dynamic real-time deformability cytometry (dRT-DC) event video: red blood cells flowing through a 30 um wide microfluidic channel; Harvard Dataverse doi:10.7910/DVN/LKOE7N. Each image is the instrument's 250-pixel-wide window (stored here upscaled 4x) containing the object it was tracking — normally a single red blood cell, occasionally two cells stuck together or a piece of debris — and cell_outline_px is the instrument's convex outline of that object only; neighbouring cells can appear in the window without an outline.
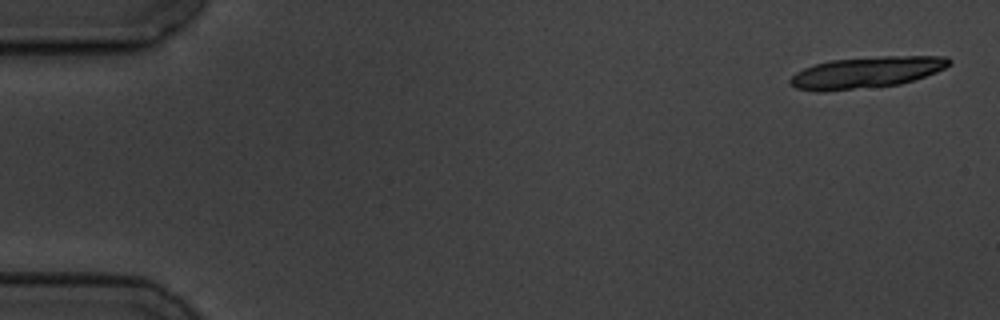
{"species": "common noctule bat (a hibernating species)", "species_latin": "Nyctalus noctula", "temperature_condition": "cold", "stored_images_in_passage": 8, "segment_of_instrument_passage": [1, 2], "camera_frame_rate_fps": 3000, "um_per_image_px": 0.085, "animal": {"sex": "male", "body_mass_g": 19.5, "forearm_length_mm": 54.6}, "frame": {"image": 1, "passage_image": 1, "time_ms": 0.0, "image_size_px": [1000, 320], "cell_outline_px": [[952, 64], [936, 72], [900, 84], [824, 92], [816, 92], [796, 88], [788, 84], [788, 80], [796, 72], [804, 68], [816, 64], [832, 60], [880, 56], [948, 56], [952, 60]], "centroid_in_image_um": [73.62, 6.15], "position_along_channel_um": 11.4, "area_um2": 29.13}}